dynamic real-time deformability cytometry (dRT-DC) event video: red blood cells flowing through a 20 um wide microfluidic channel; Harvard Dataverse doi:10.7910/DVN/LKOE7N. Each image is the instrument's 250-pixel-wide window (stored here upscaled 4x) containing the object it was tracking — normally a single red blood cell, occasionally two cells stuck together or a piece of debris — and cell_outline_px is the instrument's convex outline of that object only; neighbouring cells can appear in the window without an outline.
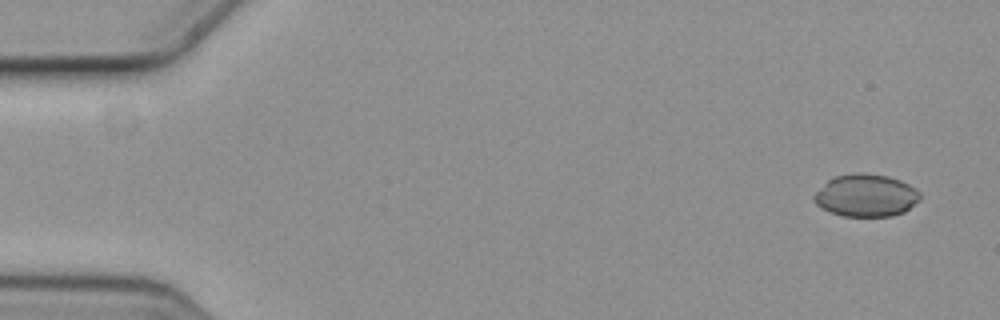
{"species": "common noctule bat (a hibernating species)", "species_latin": "Nyctalus noctula", "temperature_condition": "cold", "stored_images_in_passage": 6, "segment_of_instrument_passage": [2, 2], "camera_frame_rate_fps": 3000, "um_per_image_px": 0.085, "animal": {"sex": "female", "body_mass_g": 19.3, "forearm_length_mm": 54.1}, "frame": {"image": 1, "passage_image": 6, "time_ms": 1.667, "image_size_px": [1000, 320], "cell_outline_px": [[920, 200], [904, 212], [892, 216], [844, 216], [832, 212], [816, 204], [812, 196], [832, 176], [856, 172], [864, 172], [888, 176], [900, 180], [908, 184], [920, 192]], "centroid_in_image_um": [73.62, 16.59], "position_along_channel_um": 11.4, "area_um2": 26.24}}